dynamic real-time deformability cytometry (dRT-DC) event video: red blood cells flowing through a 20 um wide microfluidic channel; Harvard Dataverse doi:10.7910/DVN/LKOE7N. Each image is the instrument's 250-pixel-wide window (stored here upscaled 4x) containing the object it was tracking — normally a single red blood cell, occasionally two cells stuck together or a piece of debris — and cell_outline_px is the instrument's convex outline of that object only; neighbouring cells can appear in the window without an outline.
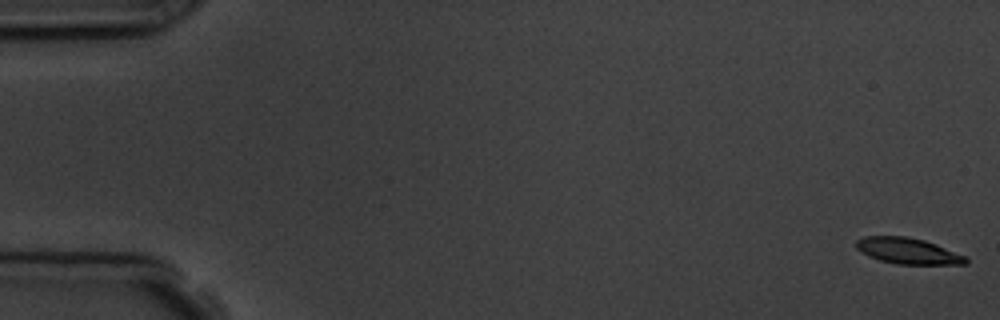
{"species": "common noctule bat (a hibernating species)", "species_latin": "Nyctalus noctula", "temperature_condition": "room temperature", "stored_images_in_passage": 8, "camera_frame_rate_fps": 3000, "um_per_image_px": 0.085, "animal": {"sex": "male", "body_mass_g": 19.5, "forearm_length_mm": 54.6}, "frame": {"image": 1, "passage_image": 1, "time_ms": 0.0, "image_size_px": [1000, 320], "cell_outline_px": [[968, 264], [896, 264], [880, 260], [868, 256], [856, 248], [856, 240], [864, 236], [904, 236], [924, 240], [936, 244], [964, 256], [968, 260]], "centroid_in_image_um": [77.14, 21.33], "position_along_channel_um": 7.9, "area_um2": 16.47}}